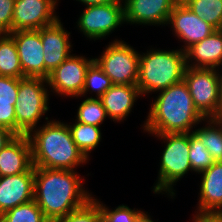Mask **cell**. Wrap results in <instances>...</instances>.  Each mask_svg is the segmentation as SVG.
I'll return each mask as SVG.
<instances>
[{
    "label": "cell",
    "instance_id": "1",
    "mask_svg": "<svg viewBox=\"0 0 222 222\" xmlns=\"http://www.w3.org/2000/svg\"><path fill=\"white\" fill-rule=\"evenodd\" d=\"M74 170L34 167V200L50 221L67 216L93 198Z\"/></svg>",
    "mask_w": 222,
    "mask_h": 222
},
{
    "label": "cell",
    "instance_id": "2",
    "mask_svg": "<svg viewBox=\"0 0 222 222\" xmlns=\"http://www.w3.org/2000/svg\"><path fill=\"white\" fill-rule=\"evenodd\" d=\"M151 105L141 125L149 134L192 133L205 119L195 108L184 80L159 91Z\"/></svg>",
    "mask_w": 222,
    "mask_h": 222
},
{
    "label": "cell",
    "instance_id": "3",
    "mask_svg": "<svg viewBox=\"0 0 222 222\" xmlns=\"http://www.w3.org/2000/svg\"><path fill=\"white\" fill-rule=\"evenodd\" d=\"M33 129L28 137L32 147V163L34 167L48 169L76 170L89 159L73 141L67 123L49 120Z\"/></svg>",
    "mask_w": 222,
    "mask_h": 222
},
{
    "label": "cell",
    "instance_id": "4",
    "mask_svg": "<svg viewBox=\"0 0 222 222\" xmlns=\"http://www.w3.org/2000/svg\"><path fill=\"white\" fill-rule=\"evenodd\" d=\"M185 51L149 49L140 54L137 87L141 96L156 94L183 81L186 69Z\"/></svg>",
    "mask_w": 222,
    "mask_h": 222
},
{
    "label": "cell",
    "instance_id": "5",
    "mask_svg": "<svg viewBox=\"0 0 222 222\" xmlns=\"http://www.w3.org/2000/svg\"><path fill=\"white\" fill-rule=\"evenodd\" d=\"M163 140L164 150L162 151L158 178L153 186L154 194H167L170 198L176 195L174 185L181 180L189 171H193L190 158V133H165L151 134Z\"/></svg>",
    "mask_w": 222,
    "mask_h": 222
},
{
    "label": "cell",
    "instance_id": "6",
    "mask_svg": "<svg viewBox=\"0 0 222 222\" xmlns=\"http://www.w3.org/2000/svg\"><path fill=\"white\" fill-rule=\"evenodd\" d=\"M45 78H19L16 114V135H28L49 111V90Z\"/></svg>",
    "mask_w": 222,
    "mask_h": 222
},
{
    "label": "cell",
    "instance_id": "7",
    "mask_svg": "<svg viewBox=\"0 0 222 222\" xmlns=\"http://www.w3.org/2000/svg\"><path fill=\"white\" fill-rule=\"evenodd\" d=\"M195 108L204 118H221L220 73L215 68L187 66L184 73Z\"/></svg>",
    "mask_w": 222,
    "mask_h": 222
},
{
    "label": "cell",
    "instance_id": "8",
    "mask_svg": "<svg viewBox=\"0 0 222 222\" xmlns=\"http://www.w3.org/2000/svg\"><path fill=\"white\" fill-rule=\"evenodd\" d=\"M140 53L124 40L115 39L94 58L113 85H137Z\"/></svg>",
    "mask_w": 222,
    "mask_h": 222
},
{
    "label": "cell",
    "instance_id": "9",
    "mask_svg": "<svg viewBox=\"0 0 222 222\" xmlns=\"http://www.w3.org/2000/svg\"><path fill=\"white\" fill-rule=\"evenodd\" d=\"M77 29L90 40H102L125 23L123 0L87 6L77 20Z\"/></svg>",
    "mask_w": 222,
    "mask_h": 222
},
{
    "label": "cell",
    "instance_id": "10",
    "mask_svg": "<svg viewBox=\"0 0 222 222\" xmlns=\"http://www.w3.org/2000/svg\"><path fill=\"white\" fill-rule=\"evenodd\" d=\"M94 62V58H86L71 54L57 68L50 72L47 78L50 92L63 97H80L86 72L89 66ZM53 90V91H52Z\"/></svg>",
    "mask_w": 222,
    "mask_h": 222
},
{
    "label": "cell",
    "instance_id": "11",
    "mask_svg": "<svg viewBox=\"0 0 222 222\" xmlns=\"http://www.w3.org/2000/svg\"><path fill=\"white\" fill-rule=\"evenodd\" d=\"M52 0H15L11 32L38 30L59 19Z\"/></svg>",
    "mask_w": 222,
    "mask_h": 222
},
{
    "label": "cell",
    "instance_id": "12",
    "mask_svg": "<svg viewBox=\"0 0 222 222\" xmlns=\"http://www.w3.org/2000/svg\"><path fill=\"white\" fill-rule=\"evenodd\" d=\"M167 25L173 28L174 36L184 43L183 48L180 47L182 51H186L215 30L206 21L193 13L182 1H179L174 6L169 15Z\"/></svg>",
    "mask_w": 222,
    "mask_h": 222
},
{
    "label": "cell",
    "instance_id": "13",
    "mask_svg": "<svg viewBox=\"0 0 222 222\" xmlns=\"http://www.w3.org/2000/svg\"><path fill=\"white\" fill-rule=\"evenodd\" d=\"M15 41L21 68L25 77L45 78V62L40 29L9 33Z\"/></svg>",
    "mask_w": 222,
    "mask_h": 222
},
{
    "label": "cell",
    "instance_id": "14",
    "mask_svg": "<svg viewBox=\"0 0 222 222\" xmlns=\"http://www.w3.org/2000/svg\"><path fill=\"white\" fill-rule=\"evenodd\" d=\"M180 0H123L127 24L166 25L174 6Z\"/></svg>",
    "mask_w": 222,
    "mask_h": 222
},
{
    "label": "cell",
    "instance_id": "15",
    "mask_svg": "<svg viewBox=\"0 0 222 222\" xmlns=\"http://www.w3.org/2000/svg\"><path fill=\"white\" fill-rule=\"evenodd\" d=\"M70 34V32L65 30L60 19L40 29L43 59L45 62V79L49 77L50 72L71 55V48L73 46L69 39Z\"/></svg>",
    "mask_w": 222,
    "mask_h": 222
},
{
    "label": "cell",
    "instance_id": "16",
    "mask_svg": "<svg viewBox=\"0 0 222 222\" xmlns=\"http://www.w3.org/2000/svg\"><path fill=\"white\" fill-rule=\"evenodd\" d=\"M34 200V166L27 172L0 177V215Z\"/></svg>",
    "mask_w": 222,
    "mask_h": 222
},
{
    "label": "cell",
    "instance_id": "17",
    "mask_svg": "<svg viewBox=\"0 0 222 222\" xmlns=\"http://www.w3.org/2000/svg\"><path fill=\"white\" fill-rule=\"evenodd\" d=\"M33 166L28 135H17L0 150V177L27 172Z\"/></svg>",
    "mask_w": 222,
    "mask_h": 222
},
{
    "label": "cell",
    "instance_id": "18",
    "mask_svg": "<svg viewBox=\"0 0 222 222\" xmlns=\"http://www.w3.org/2000/svg\"><path fill=\"white\" fill-rule=\"evenodd\" d=\"M185 55L186 66L193 68H221L222 29L214 30L208 37L193 44L185 51Z\"/></svg>",
    "mask_w": 222,
    "mask_h": 222
},
{
    "label": "cell",
    "instance_id": "19",
    "mask_svg": "<svg viewBox=\"0 0 222 222\" xmlns=\"http://www.w3.org/2000/svg\"><path fill=\"white\" fill-rule=\"evenodd\" d=\"M139 96L137 85H112L99 99L108 118L120 123L129 116Z\"/></svg>",
    "mask_w": 222,
    "mask_h": 222
},
{
    "label": "cell",
    "instance_id": "20",
    "mask_svg": "<svg viewBox=\"0 0 222 222\" xmlns=\"http://www.w3.org/2000/svg\"><path fill=\"white\" fill-rule=\"evenodd\" d=\"M200 175V197L195 212H222V162H214Z\"/></svg>",
    "mask_w": 222,
    "mask_h": 222
},
{
    "label": "cell",
    "instance_id": "21",
    "mask_svg": "<svg viewBox=\"0 0 222 222\" xmlns=\"http://www.w3.org/2000/svg\"><path fill=\"white\" fill-rule=\"evenodd\" d=\"M204 127L192 131L203 143L214 162H222V118H205Z\"/></svg>",
    "mask_w": 222,
    "mask_h": 222
},
{
    "label": "cell",
    "instance_id": "22",
    "mask_svg": "<svg viewBox=\"0 0 222 222\" xmlns=\"http://www.w3.org/2000/svg\"><path fill=\"white\" fill-rule=\"evenodd\" d=\"M0 76L24 78L14 38L0 34Z\"/></svg>",
    "mask_w": 222,
    "mask_h": 222
},
{
    "label": "cell",
    "instance_id": "23",
    "mask_svg": "<svg viewBox=\"0 0 222 222\" xmlns=\"http://www.w3.org/2000/svg\"><path fill=\"white\" fill-rule=\"evenodd\" d=\"M73 141L77 148L90 159L91 151L99 145L102 140L101 129L98 126L83 124L75 121V123L68 125Z\"/></svg>",
    "mask_w": 222,
    "mask_h": 222
},
{
    "label": "cell",
    "instance_id": "24",
    "mask_svg": "<svg viewBox=\"0 0 222 222\" xmlns=\"http://www.w3.org/2000/svg\"><path fill=\"white\" fill-rule=\"evenodd\" d=\"M215 30L222 29V0H181Z\"/></svg>",
    "mask_w": 222,
    "mask_h": 222
},
{
    "label": "cell",
    "instance_id": "25",
    "mask_svg": "<svg viewBox=\"0 0 222 222\" xmlns=\"http://www.w3.org/2000/svg\"><path fill=\"white\" fill-rule=\"evenodd\" d=\"M0 222H50L35 200L11 208L0 215Z\"/></svg>",
    "mask_w": 222,
    "mask_h": 222
},
{
    "label": "cell",
    "instance_id": "26",
    "mask_svg": "<svg viewBox=\"0 0 222 222\" xmlns=\"http://www.w3.org/2000/svg\"><path fill=\"white\" fill-rule=\"evenodd\" d=\"M108 117L102 101L95 97H86L77 109L75 121L100 127Z\"/></svg>",
    "mask_w": 222,
    "mask_h": 222
},
{
    "label": "cell",
    "instance_id": "27",
    "mask_svg": "<svg viewBox=\"0 0 222 222\" xmlns=\"http://www.w3.org/2000/svg\"><path fill=\"white\" fill-rule=\"evenodd\" d=\"M112 85L111 79L94 61L87 69L83 91L80 97L86 96L85 94H88V92H95V97L99 99Z\"/></svg>",
    "mask_w": 222,
    "mask_h": 222
},
{
    "label": "cell",
    "instance_id": "28",
    "mask_svg": "<svg viewBox=\"0 0 222 222\" xmlns=\"http://www.w3.org/2000/svg\"><path fill=\"white\" fill-rule=\"evenodd\" d=\"M189 158L192 170L198 174L214 163L210 152L193 133H190Z\"/></svg>",
    "mask_w": 222,
    "mask_h": 222
},
{
    "label": "cell",
    "instance_id": "29",
    "mask_svg": "<svg viewBox=\"0 0 222 222\" xmlns=\"http://www.w3.org/2000/svg\"><path fill=\"white\" fill-rule=\"evenodd\" d=\"M52 222H102L101 209L93 197L84 206Z\"/></svg>",
    "mask_w": 222,
    "mask_h": 222
},
{
    "label": "cell",
    "instance_id": "30",
    "mask_svg": "<svg viewBox=\"0 0 222 222\" xmlns=\"http://www.w3.org/2000/svg\"><path fill=\"white\" fill-rule=\"evenodd\" d=\"M94 199L99 203L102 222H134L135 219L143 212L138 209L129 208V206L124 204L119 205L112 210L97 198L94 197Z\"/></svg>",
    "mask_w": 222,
    "mask_h": 222
},
{
    "label": "cell",
    "instance_id": "31",
    "mask_svg": "<svg viewBox=\"0 0 222 222\" xmlns=\"http://www.w3.org/2000/svg\"><path fill=\"white\" fill-rule=\"evenodd\" d=\"M19 78L0 76V101L17 102Z\"/></svg>",
    "mask_w": 222,
    "mask_h": 222
},
{
    "label": "cell",
    "instance_id": "32",
    "mask_svg": "<svg viewBox=\"0 0 222 222\" xmlns=\"http://www.w3.org/2000/svg\"><path fill=\"white\" fill-rule=\"evenodd\" d=\"M17 102L0 101V126L16 134L15 106Z\"/></svg>",
    "mask_w": 222,
    "mask_h": 222
},
{
    "label": "cell",
    "instance_id": "33",
    "mask_svg": "<svg viewBox=\"0 0 222 222\" xmlns=\"http://www.w3.org/2000/svg\"><path fill=\"white\" fill-rule=\"evenodd\" d=\"M15 0H0V34L11 33Z\"/></svg>",
    "mask_w": 222,
    "mask_h": 222
},
{
    "label": "cell",
    "instance_id": "34",
    "mask_svg": "<svg viewBox=\"0 0 222 222\" xmlns=\"http://www.w3.org/2000/svg\"><path fill=\"white\" fill-rule=\"evenodd\" d=\"M193 222H222V212H196Z\"/></svg>",
    "mask_w": 222,
    "mask_h": 222
},
{
    "label": "cell",
    "instance_id": "35",
    "mask_svg": "<svg viewBox=\"0 0 222 222\" xmlns=\"http://www.w3.org/2000/svg\"><path fill=\"white\" fill-rule=\"evenodd\" d=\"M17 135L9 129L0 126V150L3 149Z\"/></svg>",
    "mask_w": 222,
    "mask_h": 222
},
{
    "label": "cell",
    "instance_id": "36",
    "mask_svg": "<svg viewBox=\"0 0 222 222\" xmlns=\"http://www.w3.org/2000/svg\"><path fill=\"white\" fill-rule=\"evenodd\" d=\"M79 1V3H82L85 7L87 6H93V5H104L109 3H117L121 0H76Z\"/></svg>",
    "mask_w": 222,
    "mask_h": 222
},
{
    "label": "cell",
    "instance_id": "37",
    "mask_svg": "<svg viewBox=\"0 0 222 222\" xmlns=\"http://www.w3.org/2000/svg\"><path fill=\"white\" fill-rule=\"evenodd\" d=\"M134 222H154L151 219V216L148 214V212H142L136 219Z\"/></svg>",
    "mask_w": 222,
    "mask_h": 222
},
{
    "label": "cell",
    "instance_id": "38",
    "mask_svg": "<svg viewBox=\"0 0 222 222\" xmlns=\"http://www.w3.org/2000/svg\"><path fill=\"white\" fill-rule=\"evenodd\" d=\"M221 70H222V68H221ZM221 70L218 69L219 73L222 72ZM220 99H221V118H222V73L220 74Z\"/></svg>",
    "mask_w": 222,
    "mask_h": 222
},
{
    "label": "cell",
    "instance_id": "39",
    "mask_svg": "<svg viewBox=\"0 0 222 222\" xmlns=\"http://www.w3.org/2000/svg\"><path fill=\"white\" fill-rule=\"evenodd\" d=\"M52 1L57 4L59 0H52Z\"/></svg>",
    "mask_w": 222,
    "mask_h": 222
}]
</instances>
